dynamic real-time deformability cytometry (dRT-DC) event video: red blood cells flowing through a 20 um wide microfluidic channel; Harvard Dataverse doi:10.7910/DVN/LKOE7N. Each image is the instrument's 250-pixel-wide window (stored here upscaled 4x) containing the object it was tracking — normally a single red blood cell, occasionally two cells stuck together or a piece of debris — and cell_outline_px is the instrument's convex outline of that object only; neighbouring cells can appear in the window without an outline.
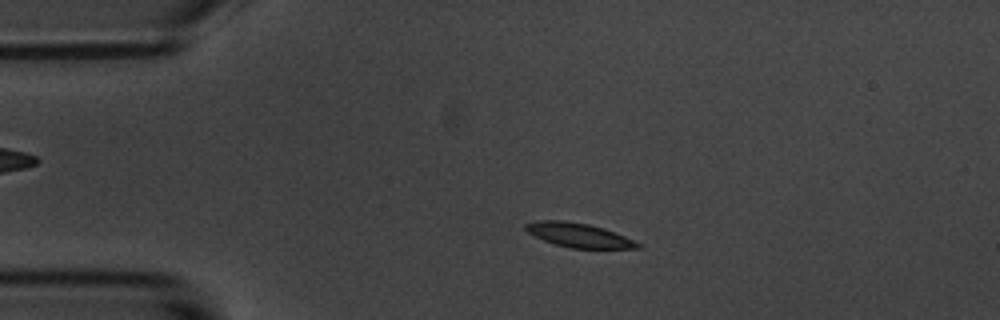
{"species": "common noctule bat (a hibernating species)", "species_latin": "Nyctalus noctula", "temperature_condition": "room temperature", "stored_images_in_passage": 54, "camera_frame_rate_fps": 3000, "um_per_image_px": 0.085, "animal": {"sex": "male", "body_mass_g": 20.1, "forearm_length_mm": 53.5}, "frame": {"image": 1, "passage_image": 10, "time_ms": 3.0, "image_size_px": [1000, 320], "cell_outline_px": [[644, 248], [572, 248], [552, 244], [528, 232], [524, 228], [524, 224], [536, 220], [564, 220], [588, 224], [604, 228], [624, 236], [640, 244]], "centroid_in_image_um": [49.16, 19.98], "position_along_channel_um": 35.8, "area_um2": 15.72}}
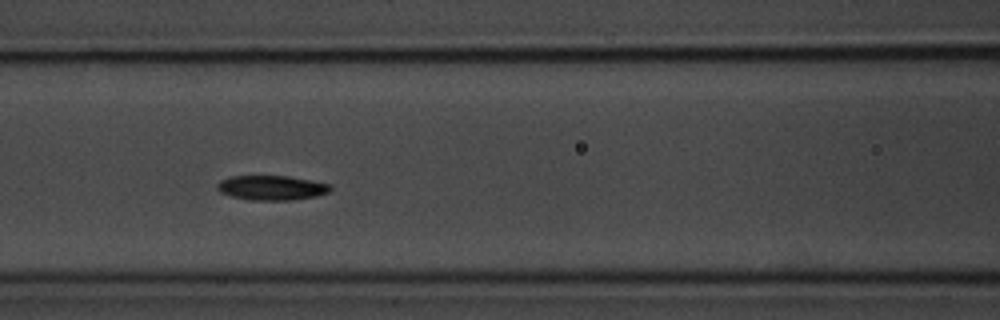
{"frame": {"image": 2, "passage_image": 22, "time_ms": 7.0, "image_size_px": [1000, 320], "cell_outline_px": [[332, 188], [328, 192], [316, 196], [292, 200], [248, 200], [232, 196], [220, 192], [216, 188], [216, 184], [220, 180], [232, 176], [288, 176], [312, 180], [328, 184]], "centroid_in_image_um": [23.06, 15.96], "position_along_channel_um": 143.5, "area_um2": 16.24}}
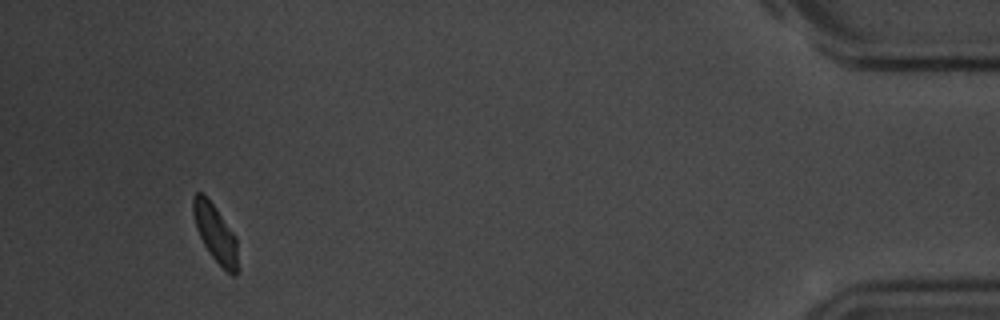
{"frame": {"image": 3, "passage_image": 51, "time_ms": 16.667, "image_size_px": [1000, 320], "cell_outline_px": [[236, 276], [232, 276], [212, 256], [204, 244], [196, 228], [192, 212], [192, 196], [196, 192], [200, 192], [216, 208], [236, 236]], "centroid_in_image_um": [18.27, 19.78], "position_along_channel_um": 416.9, "area_um2": 14.51}, "authors_computed_cell_mechanics": {"area_um2": 15.9239, "velocity_mm_per_s": 3.5601, "shape_relaxation_time_tau1_ms": 2.3727, "shape_relaxation_time_tau2_ms": null, "deformation_change_tau1": 0.128, "deformation_change_tau2": null}}